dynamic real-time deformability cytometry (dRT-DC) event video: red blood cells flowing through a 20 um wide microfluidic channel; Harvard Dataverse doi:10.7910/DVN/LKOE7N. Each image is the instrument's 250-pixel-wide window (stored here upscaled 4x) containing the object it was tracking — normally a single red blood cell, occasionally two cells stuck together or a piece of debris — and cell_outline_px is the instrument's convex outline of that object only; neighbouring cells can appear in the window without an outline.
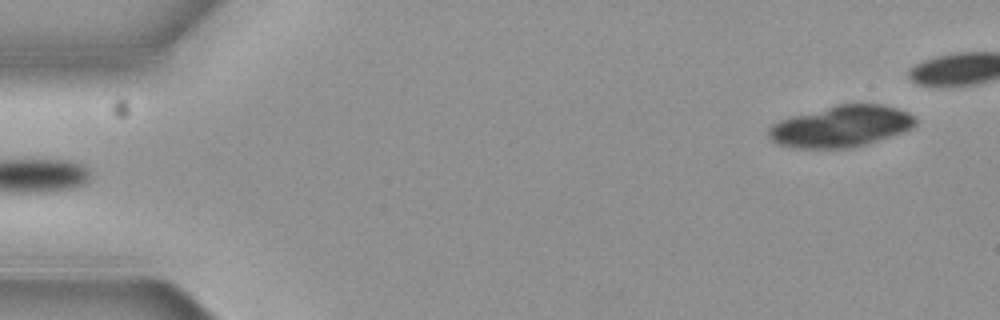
{"species": "common noctule bat (a hibernating species)", "species_latin": "Nyctalus noctula", "temperature_condition": "cold", "stored_images_in_passage": 4, "segment_of_instrument_passage": [2, 2], "camera_frame_rate_fps": 3000, "um_per_image_px": 0.085, "animal": {"sex": "female", "body_mass_g": 19.3, "forearm_length_mm": 54.1}, "frame": {"image": 1, "passage_image": 4, "time_ms": 1.0, "image_size_px": [1000, 320], "cell_outline_px": [[916, 124], [912, 128], [868, 144], [852, 148], [796, 148], [780, 144], [772, 140], [768, 136], [768, 128], [772, 124], [780, 120], [792, 116], [836, 104], [884, 104], [908, 112], [916, 120]], "centroid_in_image_um": [71.49, 10.74], "position_along_channel_um": 13.5, "area_um2": 35.32}}